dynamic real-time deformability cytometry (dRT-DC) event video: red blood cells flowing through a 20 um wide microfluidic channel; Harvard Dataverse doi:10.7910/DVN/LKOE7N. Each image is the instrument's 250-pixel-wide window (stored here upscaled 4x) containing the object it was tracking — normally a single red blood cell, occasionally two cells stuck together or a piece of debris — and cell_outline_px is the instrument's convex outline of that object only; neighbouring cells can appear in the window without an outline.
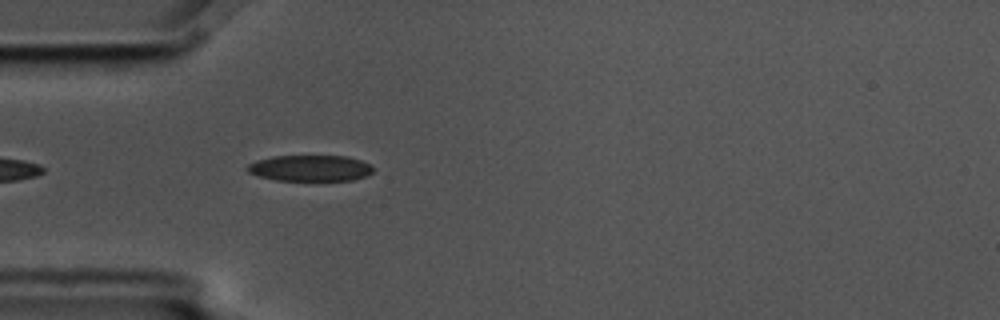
{"species": "common noctule bat (a hibernating species)", "species_latin": "Nyctalus noctula", "temperature_condition": "cold", "stored_images_in_passage": 4, "camera_frame_rate_fps": 3000, "um_per_image_px": 0.085, "animal": {"sex": "male", "body_mass_g": 17.5, "forearm_length_mm": 52.3}, "frame": {"image": 1, "passage_image": 4, "time_ms": 1.0, "image_size_px": [1000, 320], "cell_outline_px": [[372, 172], [364, 176], [352, 180], [276, 180], [260, 176], [248, 172], [244, 168], [248, 164], [256, 160], [272, 156], [348, 156], [360, 160], [368, 164], [372, 168]], "centroid_in_image_um": [26.31, 14.28], "position_along_channel_um": 58.7, "area_um2": 18.96}}